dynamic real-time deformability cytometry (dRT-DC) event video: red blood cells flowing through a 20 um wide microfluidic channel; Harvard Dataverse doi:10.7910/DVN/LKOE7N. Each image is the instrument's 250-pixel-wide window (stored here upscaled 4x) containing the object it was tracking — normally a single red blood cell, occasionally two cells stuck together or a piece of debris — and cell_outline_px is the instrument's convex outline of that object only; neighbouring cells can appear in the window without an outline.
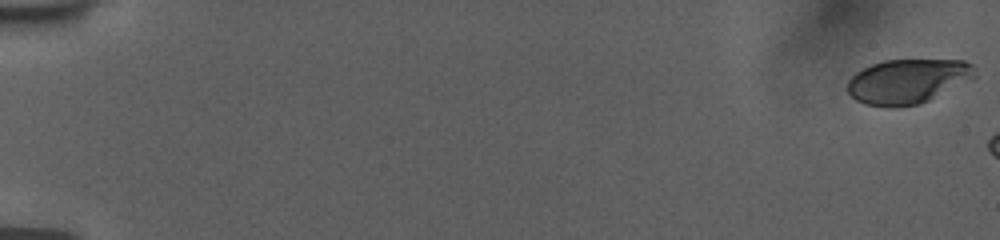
{"species": "human", "species_latin": "Homo sapiens", "temperature_condition": "room temperature", "stored_images_in_passage": 16, "camera_frame_rate_fps": 3000, "um_per_image_px": 0.085, "donor": {"sex": "female"}, "frame": {"image": 1, "passage_image": 1, "time_ms": 0.0, "image_size_px": [1000, 240], "cell_outline_px": [[976, 76], [920, 104], [892, 108], [864, 104], [856, 100], [848, 92], [848, 80], [856, 72], [872, 64], [884, 60], [964, 60], [972, 64]], "centroid_in_image_um": [77.12, 6.91], "position_along_channel_um": 7.9, "area_um2": 32.83}}